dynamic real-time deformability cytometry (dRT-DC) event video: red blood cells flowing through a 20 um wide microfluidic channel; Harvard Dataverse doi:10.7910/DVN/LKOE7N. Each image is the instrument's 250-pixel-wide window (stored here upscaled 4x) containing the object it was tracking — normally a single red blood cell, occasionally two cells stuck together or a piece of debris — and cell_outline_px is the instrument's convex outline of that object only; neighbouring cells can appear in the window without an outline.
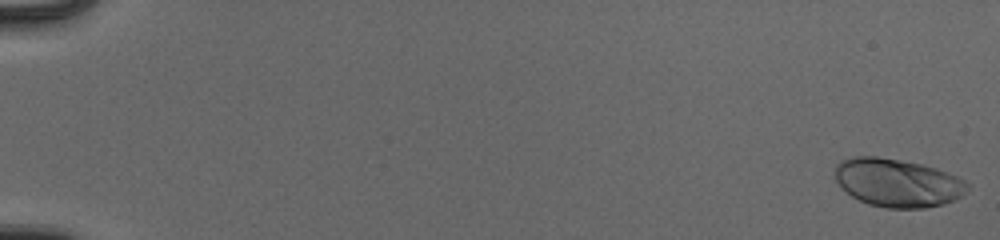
{"species": "human", "species_latin": "Homo sapiens", "temperature_condition": "cold", "stored_images_in_passage": 54, "camera_frame_rate_fps": 3000, "um_per_image_px": 0.085, "donor": {"sex": "male"}, "frame": {"image": 1, "passage_image": 1, "time_ms": 0.0, "image_size_px": [1000, 240], "cell_outline_px": [[968, 188], [956, 200], [944, 204], [924, 208], [888, 208], [868, 204], [852, 196], [836, 180], [836, 164], [840, 160], [856, 156], [876, 156], [924, 164], [936, 168], [956, 176], [964, 180], [968, 184]], "centroid_in_image_um": [76.3, 15.53], "position_along_channel_um": 8.7, "area_um2": 37.05}}
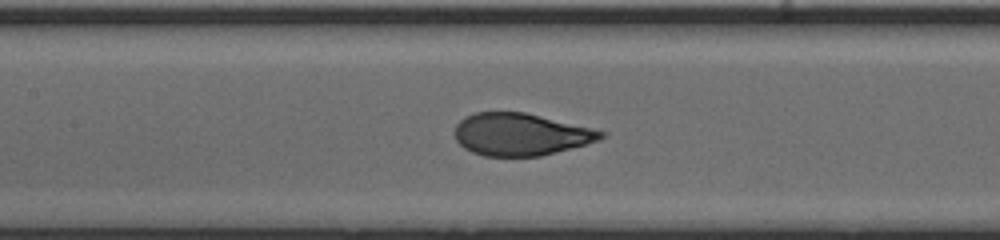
{"frame": {"image": 2, "passage_image": 28, "time_ms": 9.0, "image_size_px": [1000, 240], "cell_outline_px": [[608, 132], [600, 140], [540, 156], [484, 156], [472, 152], [464, 148], [456, 140], [456, 124], [464, 116], [476, 112], [524, 112], [592, 128]], "centroid_in_image_um": [44.24, 11.42], "position_along_channel_um": 163.2, "area_um2": 35.84}}
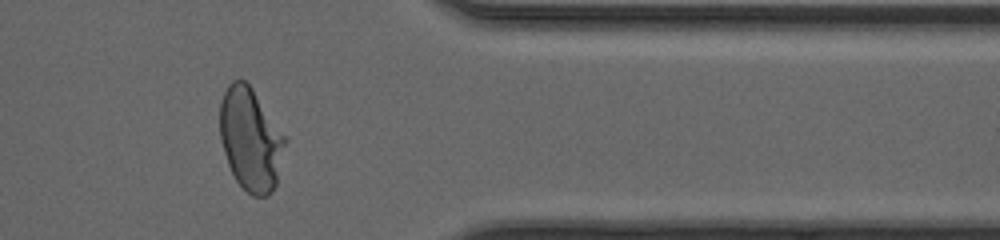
{"frame": {"image": 3, "passage_image": 46, "time_ms": 15.0, "image_size_px": [1000, 240], "cell_outline_px": [[288, 140], [276, 184], [272, 192], [268, 196], [252, 196], [236, 180], [228, 164], [220, 140], [220, 104], [224, 92], [228, 84], [232, 80], [244, 80], [252, 88]], "centroid_in_image_um": [21.31, 11.85], "position_along_channel_um": 390.1, "area_um2": 39.02}, "authors_computed_cell_mechanics": {"area_um2": 36.9342, "velocity_mm_per_s": 3.9628, "shape_relaxation_time_tau1_ms": 2.8945, "shape_relaxation_time_tau2_ms": null, "deformation_change_tau1": 0.1918, "deformation_change_tau2": null}}